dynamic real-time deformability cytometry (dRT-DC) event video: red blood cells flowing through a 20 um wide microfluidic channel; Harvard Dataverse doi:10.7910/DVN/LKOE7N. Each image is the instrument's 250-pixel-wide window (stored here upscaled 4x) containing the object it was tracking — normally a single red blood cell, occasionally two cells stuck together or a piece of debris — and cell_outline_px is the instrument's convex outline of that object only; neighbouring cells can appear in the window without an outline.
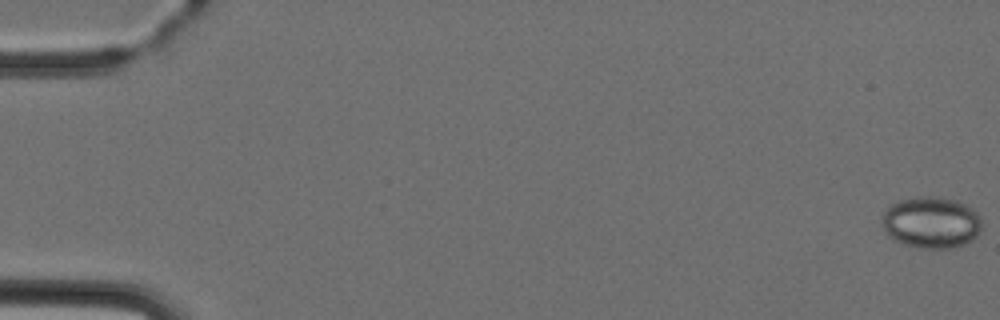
{"species": "Egyptian fruit bat (a non-hibernating species)", "species_latin": "Rousettus aegyptiacus", "temperature_condition": "cold", "stored_images_in_passage": 7, "camera_frame_rate_fps": 3000, "um_per_image_px": 0.085, "animal": {"sex": "female"}, "frame": {"image": 1, "passage_image": 1, "time_ms": 0.0, "image_size_px": [1000, 320], "cell_outline_px": [[980, 232], [972, 240], [964, 244], [952, 248], [920, 248], [904, 244], [892, 240], [884, 232], [884, 212], [892, 204], [900, 200], [916, 196], [940, 196], [956, 200], [972, 208], [980, 216]], "centroid_in_image_um": [79.16, 18.9], "position_along_channel_um": 5.8, "area_um2": 30.06}}
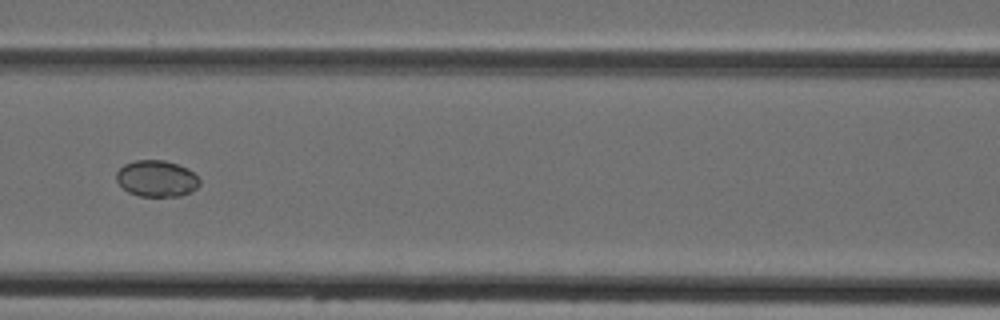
{"frame": {"image": 2, "passage_image": 7, "time_ms": 7.333, "image_size_px": [1000, 320], "cell_outline_px": [[200, 184], [196, 188], [180, 196], [140, 196], [128, 192], [116, 180], [116, 172], [124, 164], [136, 160], [164, 160], [188, 168], [200, 180]], "centroid_in_image_um": [13.3, 15.17], "position_along_channel_um": 153.3, "area_um2": 17.51}}